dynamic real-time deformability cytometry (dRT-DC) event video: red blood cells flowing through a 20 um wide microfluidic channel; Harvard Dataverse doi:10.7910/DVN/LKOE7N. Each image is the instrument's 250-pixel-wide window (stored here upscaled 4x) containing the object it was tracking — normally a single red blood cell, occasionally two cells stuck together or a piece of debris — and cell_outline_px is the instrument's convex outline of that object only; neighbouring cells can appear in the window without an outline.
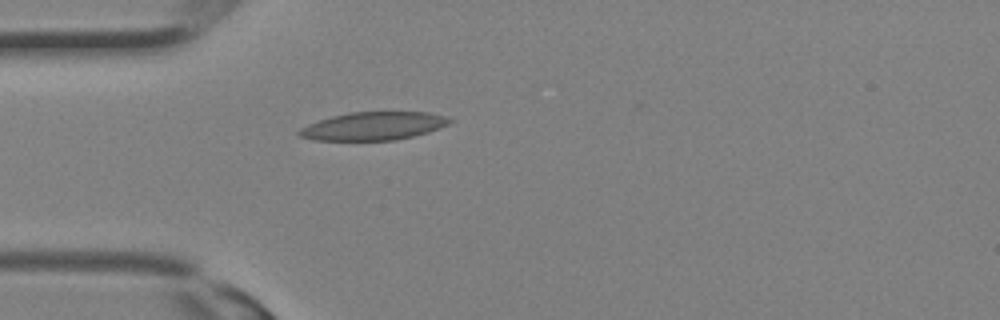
{"species": "Egyptian fruit bat (a non-hibernating species)", "species_latin": "Rousettus aegyptiacus", "temperature_condition": "room temperature", "stored_images_in_passage": 23, "camera_frame_rate_fps": 3000, "um_per_image_px": 0.085, "animal": {"sex": "female"}, "frame": {"image": 1, "passage_image": 1, "time_ms": 0.0, "image_size_px": [1000, 320], "cell_outline_px": [[456, 120], [440, 128], [428, 132], [396, 140], [312, 140], [300, 136], [296, 132], [300, 128], [308, 124], [332, 116], [348, 112], [428, 112], [444, 116]], "centroid_in_image_um": [31.75, 10.71], "position_along_channel_um": 53.3, "area_um2": 24.68}}
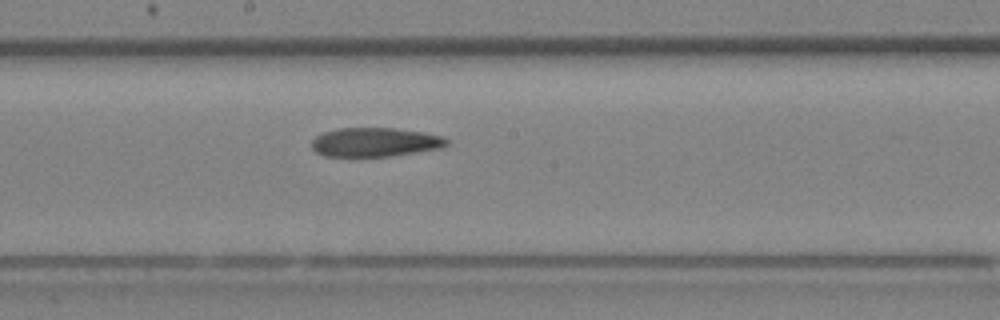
{"frame": {"image": 2, "passage_image": 9, "time_ms": 2.667, "image_size_px": [1000, 320], "cell_outline_px": [[448, 144], [444, 148], [388, 156], [324, 156], [316, 152], [312, 148], [312, 140], [316, 136], [324, 132], [336, 128], [392, 128], [424, 132], [444, 136], [448, 140]], "centroid_in_image_um": [31.9, 12.08], "position_along_channel_um": 216.3, "area_um2": 22.89}}
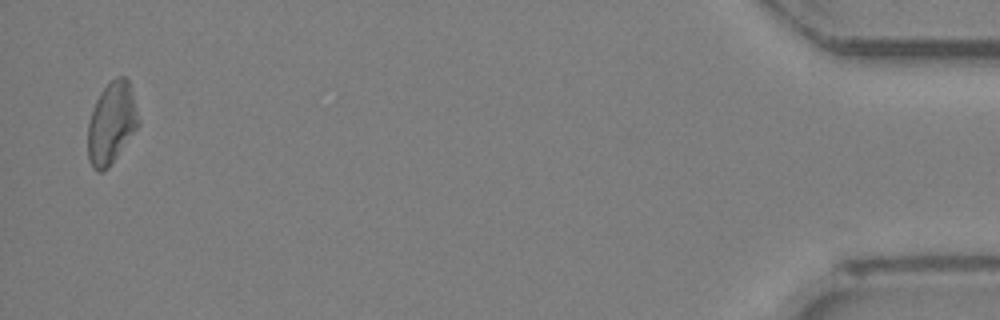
{"frame": {"image": 3, "passage_image": 23, "time_ms": 7.333, "image_size_px": [1000, 320], "cell_outline_px": [[140, 124], [108, 168], [100, 172], [96, 172], [92, 168], [88, 160], [88, 124], [96, 100], [100, 92], [116, 76], [124, 76], [128, 80], [140, 120]], "centroid_in_image_um": [9.47, 10.48], "position_along_channel_um": 425.7, "area_um2": 23.93}}